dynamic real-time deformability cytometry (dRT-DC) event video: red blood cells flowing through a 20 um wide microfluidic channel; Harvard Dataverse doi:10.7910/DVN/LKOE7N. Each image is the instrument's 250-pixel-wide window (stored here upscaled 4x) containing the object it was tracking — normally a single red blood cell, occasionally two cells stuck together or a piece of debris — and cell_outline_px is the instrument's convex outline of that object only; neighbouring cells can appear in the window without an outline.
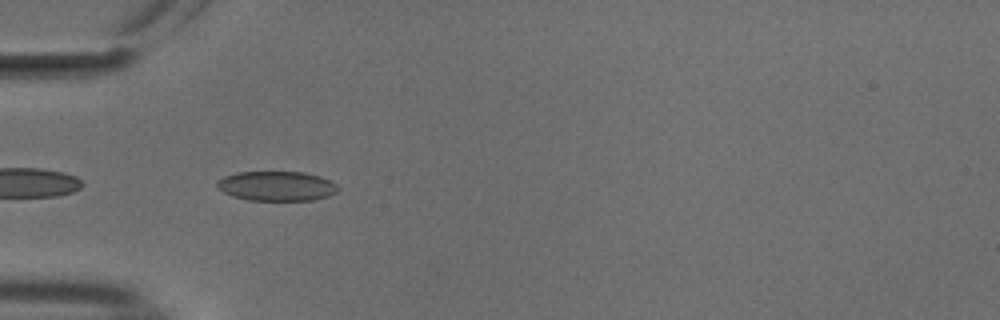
{"species": "common noctule bat (a hibernating species)", "species_latin": "Nyctalus noctula", "temperature_condition": "cold", "stored_images_in_passage": 2, "camera_frame_rate_fps": 3000, "um_per_image_px": 0.085, "animal": {"sex": "male", "body_mass_g": 18.8}, "frame": {"image": 1, "passage_image": 2, "time_ms": 0.333, "image_size_px": [1000, 320], "cell_outline_px": [[340, 188], [336, 192], [328, 196], [316, 200], [248, 200], [232, 196], [216, 188], [216, 180], [224, 176], [236, 172], [304, 172], [320, 176], [336, 184]], "centroid_in_image_um": [23.49, 15.81], "position_along_channel_um": 61.5, "area_um2": 21.04}}